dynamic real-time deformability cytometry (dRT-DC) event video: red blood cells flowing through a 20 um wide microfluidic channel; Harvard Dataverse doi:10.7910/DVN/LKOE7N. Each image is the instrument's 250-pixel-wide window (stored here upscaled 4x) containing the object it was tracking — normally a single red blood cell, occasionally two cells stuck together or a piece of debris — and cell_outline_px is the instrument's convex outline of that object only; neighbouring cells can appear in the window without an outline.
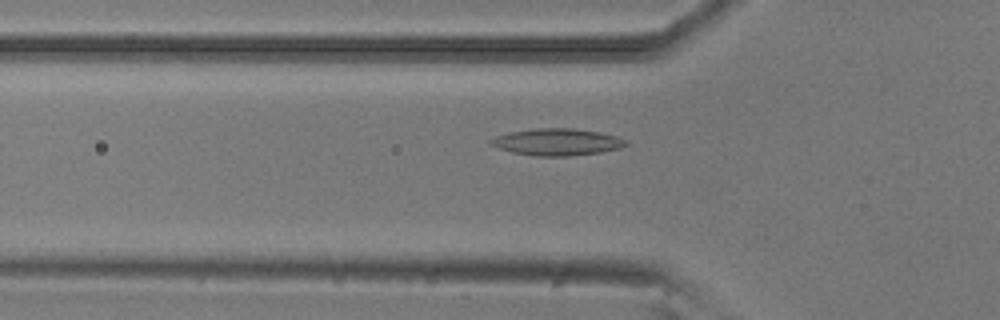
{"species": "common noctule bat (a hibernating species)", "species_latin": "Nyctalus noctula", "temperature_condition": "room temperature", "stored_images_in_passage": 5, "camera_frame_rate_fps": 3000, "um_per_image_px": 0.085, "animal": {"sex": "male", "body_mass_g": 20.5, "forearm_length_mm": 52.5}, "frame": {"image": 1, "passage_image": 4, "time_ms": 1.0, "image_size_px": [1000, 320], "cell_outline_px": [[628, 144], [620, 148], [600, 152], [568, 156], [536, 156], [512, 152], [488, 144], [488, 140], [496, 136], [512, 132], [536, 128], [572, 128], [600, 132], [616, 136], [628, 140]], "centroid_in_image_um": [47.36, 12.07], "position_along_channel_um": 78.4, "area_um2": 21.1}}
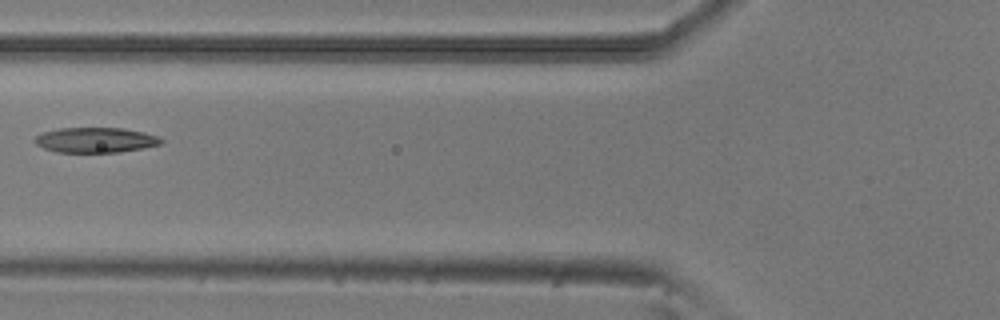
{"frame": {"image": 2, "passage_image": 5, "time_ms": 1.333, "image_size_px": [1000, 320], "cell_outline_px": [[164, 140], [160, 144], [144, 148], [120, 152], [56, 152], [44, 148], [36, 144], [32, 140], [36, 136], [44, 132], [60, 128], [124, 128], [144, 132], [160, 136]], "centroid_in_image_um": [8.15, 11.9], "position_along_channel_um": 117.7, "area_um2": 18.61}}